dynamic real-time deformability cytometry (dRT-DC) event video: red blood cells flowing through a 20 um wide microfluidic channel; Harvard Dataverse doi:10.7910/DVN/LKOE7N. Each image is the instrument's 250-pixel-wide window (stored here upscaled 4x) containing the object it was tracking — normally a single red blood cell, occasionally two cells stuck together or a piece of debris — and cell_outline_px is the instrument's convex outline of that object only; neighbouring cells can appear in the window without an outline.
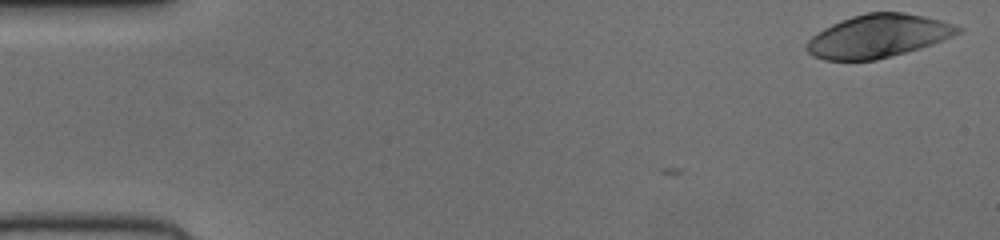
{"species": "human", "species_latin": "Homo sapiens", "temperature_condition": "cold", "stored_images_in_passage": 51, "camera_frame_rate_fps": 3000, "um_per_image_px": 0.085, "donor": {"sex": "female"}, "frame": {"image": 1, "passage_image": 1, "time_ms": 0.0, "image_size_px": [1000, 240], "cell_outline_px": [[964, 28], [960, 32], [944, 40], [920, 48], [876, 60], [824, 60], [812, 56], [804, 48], [808, 40], [812, 36], [824, 28], [840, 20], [852, 16], [868, 12], [904, 12], [924, 16], [940, 20]], "centroid_in_image_um": [74.62, 3.07], "position_along_channel_um": 10.4, "area_um2": 37.92}}
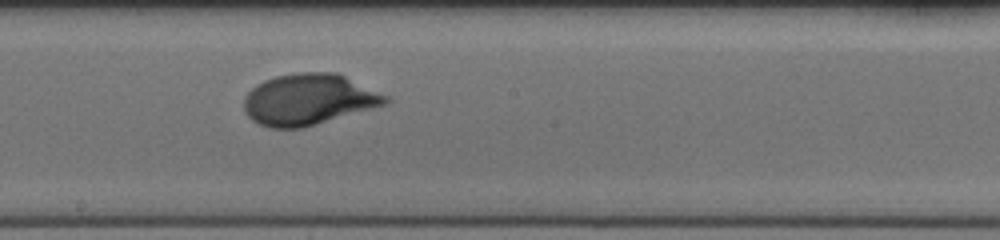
{"frame": {"image": 2, "passage_image": 28, "time_ms": 9.0, "image_size_px": [1000, 240], "cell_outline_px": [[392, 100], [388, 104], [304, 128], [268, 128], [252, 120], [244, 112], [244, 96], [256, 84], [264, 80], [276, 76], [300, 72], [336, 72], [388, 96]], "centroid_in_image_um": [26.24, 8.46], "position_along_channel_um": 222.0, "area_um2": 42.43}}
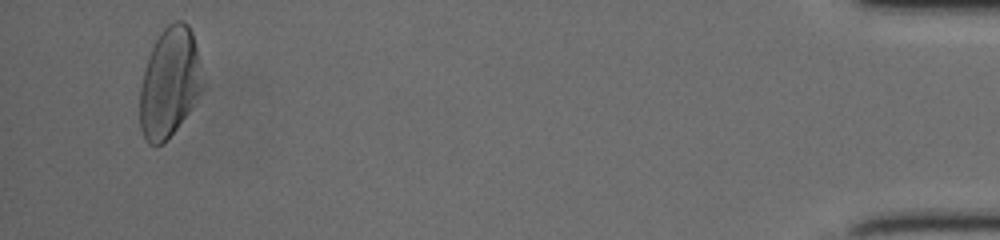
{"frame": {"image": 3, "passage_image": 49, "time_ms": 16.0, "image_size_px": [1000, 240], "cell_outline_px": [[200, 92], [192, 108], [176, 128], [156, 148], [148, 144], [140, 128], [140, 88], [144, 68], [148, 56], [160, 32], [168, 24], [176, 20], [180, 20], [188, 24], [192, 32], [196, 48], [200, 88]], "centroid_in_image_um": [14.35, 7.03], "position_along_channel_um": 420.9, "area_um2": 39.13}}